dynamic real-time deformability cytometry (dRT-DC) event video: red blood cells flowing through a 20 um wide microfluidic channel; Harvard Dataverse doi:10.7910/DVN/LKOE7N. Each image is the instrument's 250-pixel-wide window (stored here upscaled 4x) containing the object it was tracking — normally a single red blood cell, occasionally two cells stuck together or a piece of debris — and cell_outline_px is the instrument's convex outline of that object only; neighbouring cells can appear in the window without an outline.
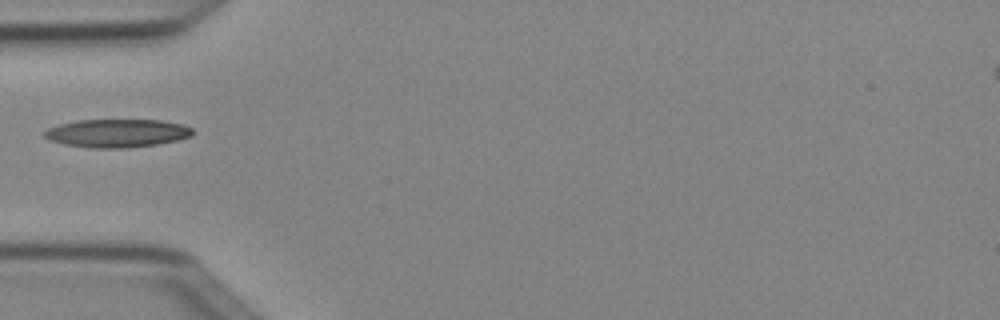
{"species": "Egyptian fruit bat (a non-hibernating species)", "species_latin": "Rousettus aegyptiacus", "temperature_condition": "cold", "stored_images_in_passage": 2, "camera_frame_rate_fps": 3000, "um_per_image_px": 0.085, "animal": {"sex": "female"}, "frame": {"image": 1, "passage_image": 1, "time_ms": 0.0, "image_size_px": [1000, 320], "cell_outline_px": [[192, 136], [176, 140], [156, 144], [124, 148], [92, 148], [64, 144], [48, 140], [40, 132], [48, 128], [60, 124], [76, 120], [160, 120], [184, 124], [192, 128]], "centroid_in_image_um": [9.9, 11.31], "position_along_channel_um": 75.1, "area_um2": 24.45}}
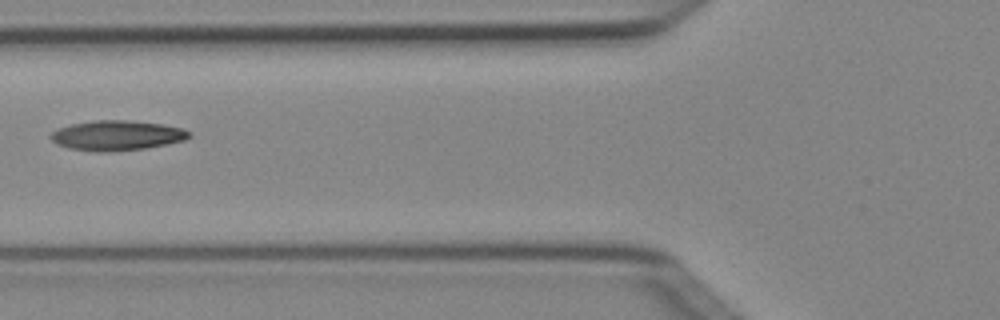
{"frame": {"image": 2, "passage_image": 2, "time_ms": 0.333, "image_size_px": [1000, 320], "cell_outline_px": [[192, 136], [184, 140], [168, 144], [148, 148], [108, 152], [96, 152], [68, 148], [56, 144], [48, 136], [56, 128], [72, 124], [96, 120], [124, 120], [164, 124], [184, 128], [192, 132]], "centroid_in_image_um": [9.95, 11.52], "position_along_channel_um": 115.8, "area_um2": 24.51}}